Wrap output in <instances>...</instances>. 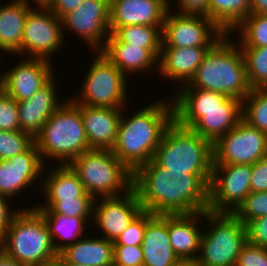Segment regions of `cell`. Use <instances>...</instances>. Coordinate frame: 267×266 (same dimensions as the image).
<instances>
[{"label":"cell","instance_id":"cell-11","mask_svg":"<svg viewBox=\"0 0 267 266\" xmlns=\"http://www.w3.org/2000/svg\"><path fill=\"white\" fill-rule=\"evenodd\" d=\"M265 156L267 134L244 120L213 144V165H252Z\"/></svg>","mask_w":267,"mask_h":266},{"label":"cell","instance_id":"cell-42","mask_svg":"<svg viewBox=\"0 0 267 266\" xmlns=\"http://www.w3.org/2000/svg\"><path fill=\"white\" fill-rule=\"evenodd\" d=\"M246 232L249 243L267 248V215L249 221Z\"/></svg>","mask_w":267,"mask_h":266},{"label":"cell","instance_id":"cell-44","mask_svg":"<svg viewBox=\"0 0 267 266\" xmlns=\"http://www.w3.org/2000/svg\"><path fill=\"white\" fill-rule=\"evenodd\" d=\"M178 13L209 17V0H178Z\"/></svg>","mask_w":267,"mask_h":266},{"label":"cell","instance_id":"cell-25","mask_svg":"<svg viewBox=\"0 0 267 266\" xmlns=\"http://www.w3.org/2000/svg\"><path fill=\"white\" fill-rule=\"evenodd\" d=\"M114 242L99 236L79 238L59 252L58 262H71L82 266L113 265Z\"/></svg>","mask_w":267,"mask_h":266},{"label":"cell","instance_id":"cell-19","mask_svg":"<svg viewBox=\"0 0 267 266\" xmlns=\"http://www.w3.org/2000/svg\"><path fill=\"white\" fill-rule=\"evenodd\" d=\"M169 0H110L109 32L127 25L163 26Z\"/></svg>","mask_w":267,"mask_h":266},{"label":"cell","instance_id":"cell-47","mask_svg":"<svg viewBox=\"0 0 267 266\" xmlns=\"http://www.w3.org/2000/svg\"><path fill=\"white\" fill-rule=\"evenodd\" d=\"M251 13L267 14V0H251Z\"/></svg>","mask_w":267,"mask_h":266},{"label":"cell","instance_id":"cell-28","mask_svg":"<svg viewBox=\"0 0 267 266\" xmlns=\"http://www.w3.org/2000/svg\"><path fill=\"white\" fill-rule=\"evenodd\" d=\"M42 183V189L47 201L61 199H76L78 197H92L88 194L79 180L78 175L69 165H59L52 169Z\"/></svg>","mask_w":267,"mask_h":266},{"label":"cell","instance_id":"cell-20","mask_svg":"<svg viewBox=\"0 0 267 266\" xmlns=\"http://www.w3.org/2000/svg\"><path fill=\"white\" fill-rule=\"evenodd\" d=\"M123 109L81 105V116L90 149L112 150Z\"/></svg>","mask_w":267,"mask_h":266},{"label":"cell","instance_id":"cell-29","mask_svg":"<svg viewBox=\"0 0 267 266\" xmlns=\"http://www.w3.org/2000/svg\"><path fill=\"white\" fill-rule=\"evenodd\" d=\"M251 13V0H209V18L225 33L234 29Z\"/></svg>","mask_w":267,"mask_h":266},{"label":"cell","instance_id":"cell-34","mask_svg":"<svg viewBox=\"0 0 267 266\" xmlns=\"http://www.w3.org/2000/svg\"><path fill=\"white\" fill-rule=\"evenodd\" d=\"M235 30L241 32L239 47H267V14L250 13Z\"/></svg>","mask_w":267,"mask_h":266},{"label":"cell","instance_id":"cell-9","mask_svg":"<svg viewBox=\"0 0 267 266\" xmlns=\"http://www.w3.org/2000/svg\"><path fill=\"white\" fill-rule=\"evenodd\" d=\"M202 220L210 228L203 231L199 266H235L243 245L247 242L246 225L233 213L204 211Z\"/></svg>","mask_w":267,"mask_h":266},{"label":"cell","instance_id":"cell-23","mask_svg":"<svg viewBox=\"0 0 267 266\" xmlns=\"http://www.w3.org/2000/svg\"><path fill=\"white\" fill-rule=\"evenodd\" d=\"M143 266H171L179 260L168 235V215H154L145 228L141 243Z\"/></svg>","mask_w":267,"mask_h":266},{"label":"cell","instance_id":"cell-17","mask_svg":"<svg viewBox=\"0 0 267 266\" xmlns=\"http://www.w3.org/2000/svg\"><path fill=\"white\" fill-rule=\"evenodd\" d=\"M52 67L49 60L25 57L0 74V87L17 102L29 99L55 77Z\"/></svg>","mask_w":267,"mask_h":266},{"label":"cell","instance_id":"cell-14","mask_svg":"<svg viewBox=\"0 0 267 266\" xmlns=\"http://www.w3.org/2000/svg\"><path fill=\"white\" fill-rule=\"evenodd\" d=\"M62 30L61 19L49 8L31 9L26 16L21 56L29 54L28 58L50 61L51 54H56L65 41Z\"/></svg>","mask_w":267,"mask_h":266},{"label":"cell","instance_id":"cell-3","mask_svg":"<svg viewBox=\"0 0 267 266\" xmlns=\"http://www.w3.org/2000/svg\"><path fill=\"white\" fill-rule=\"evenodd\" d=\"M164 100L144 105L129 118L120 120L113 154L133 173L141 165L153 160L167 127L174 120V104ZM128 118V119H127ZM127 119V120H126Z\"/></svg>","mask_w":267,"mask_h":266},{"label":"cell","instance_id":"cell-7","mask_svg":"<svg viewBox=\"0 0 267 266\" xmlns=\"http://www.w3.org/2000/svg\"><path fill=\"white\" fill-rule=\"evenodd\" d=\"M34 140L44 163L49 157L60 161L59 165H69L77 156L90 149L81 105L72 99L66 103L64 101L47 119Z\"/></svg>","mask_w":267,"mask_h":266},{"label":"cell","instance_id":"cell-35","mask_svg":"<svg viewBox=\"0 0 267 266\" xmlns=\"http://www.w3.org/2000/svg\"><path fill=\"white\" fill-rule=\"evenodd\" d=\"M251 89L267 87V47H240Z\"/></svg>","mask_w":267,"mask_h":266},{"label":"cell","instance_id":"cell-51","mask_svg":"<svg viewBox=\"0 0 267 266\" xmlns=\"http://www.w3.org/2000/svg\"><path fill=\"white\" fill-rule=\"evenodd\" d=\"M61 266H82L76 263H71V262H59Z\"/></svg>","mask_w":267,"mask_h":266},{"label":"cell","instance_id":"cell-15","mask_svg":"<svg viewBox=\"0 0 267 266\" xmlns=\"http://www.w3.org/2000/svg\"><path fill=\"white\" fill-rule=\"evenodd\" d=\"M60 19L63 30L65 26L92 50L101 51L110 35V0H84Z\"/></svg>","mask_w":267,"mask_h":266},{"label":"cell","instance_id":"cell-39","mask_svg":"<svg viewBox=\"0 0 267 266\" xmlns=\"http://www.w3.org/2000/svg\"><path fill=\"white\" fill-rule=\"evenodd\" d=\"M0 130H20L17 101L0 87Z\"/></svg>","mask_w":267,"mask_h":266},{"label":"cell","instance_id":"cell-33","mask_svg":"<svg viewBox=\"0 0 267 266\" xmlns=\"http://www.w3.org/2000/svg\"><path fill=\"white\" fill-rule=\"evenodd\" d=\"M93 197H78L76 199H61L59 201H46L35 208L41 214H63L67 217H82L87 222L93 216ZM90 217V218H89Z\"/></svg>","mask_w":267,"mask_h":266},{"label":"cell","instance_id":"cell-38","mask_svg":"<svg viewBox=\"0 0 267 266\" xmlns=\"http://www.w3.org/2000/svg\"><path fill=\"white\" fill-rule=\"evenodd\" d=\"M155 214L143 210L125 229V231L114 241V245H141L147 222Z\"/></svg>","mask_w":267,"mask_h":266},{"label":"cell","instance_id":"cell-26","mask_svg":"<svg viewBox=\"0 0 267 266\" xmlns=\"http://www.w3.org/2000/svg\"><path fill=\"white\" fill-rule=\"evenodd\" d=\"M32 8L25 0L0 6V52L21 54L26 16Z\"/></svg>","mask_w":267,"mask_h":266},{"label":"cell","instance_id":"cell-31","mask_svg":"<svg viewBox=\"0 0 267 266\" xmlns=\"http://www.w3.org/2000/svg\"><path fill=\"white\" fill-rule=\"evenodd\" d=\"M127 46L147 49L157 60L162 49V26L127 25L113 33Z\"/></svg>","mask_w":267,"mask_h":266},{"label":"cell","instance_id":"cell-30","mask_svg":"<svg viewBox=\"0 0 267 266\" xmlns=\"http://www.w3.org/2000/svg\"><path fill=\"white\" fill-rule=\"evenodd\" d=\"M44 221L49 229L54 247L59 253L65 247L78 241L79 237L85 233V226L89 224L82 217H67L63 214H42ZM56 239L64 240V242L56 243ZM65 240H67L65 242ZM70 240V241H69ZM73 240V241H72Z\"/></svg>","mask_w":267,"mask_h":266},{"label":"cell","instance_id":"cell-4","mask_svg":"<svg viewBox=\"0 0 267 266\" xmlns=\"http://www.w3.org/2000/svg\"><path fill=\"white\" fill-rule=\"evenodd\" d=\"M228 35L209 48L190 82L180 85L182 88L214 91L240 101L249 95L251 87L242 51L237 43L228 40Z\"/></svg>","mask_w":267,"mask_h":266},{"label":"cell","instance_id":"cell-48","mask_svg":"<svg viewBox=\"0 0 267 266\" xmlns=\"http://www.w3.org/2000/svg\"><path fill=\"white\" fill-rule=\"evenodd\" d=\"M0 266H25L9 255H7L1 248H0Z\"/></svg>","mask_w":267,"mask_h":266},{"label":"cell","instance_id":"cell-5","mask_svg":"<svg viewBox=\"0 0 267 266\" xmlns=\"http://www.w3.org/2000/svg\"><path fill=\"white\" fill-rule=\"evenodd\" d=\"M153 161L168 171L198 174L209 185L213 169V144L174 119L163 134Z\"/></svg>","mask_w":267,"mask_h":266},{"label":"cell","instance_id":"cell-37","mask_svg":"<svg viewBox=\"0 0 267 266\" xmlns=\"http://www.w3.org/2000/svg\"><path fill=\"white\" fill-rule=\"evenodd\" d=\"M243 224L267 215V191L250 192L233 213Z\"/></svg>","mask_w":267,"mask_h":266},{"label":"cell","instance_id":"cell-22","mask_svg":"<svg viewBox=\"0 0 267 266\" xmlns=\"http://www.w3.org/2000/svg\"><path fill=\"white\" fill-rule=\"evenodd\" d=\"M210 47H162L158 59V69L161 76L167 80L174 79L183 86L194 76L196 69ZM181 81V82H180Z\"/></svg>","mask_w":267,"mask_h":266},{"label":"cell","instance_id":"cell-40","mask_svg":"<svg viewBox=\"0 0 267 266\" xmlns=\"http://www.w3.org/2000/svg\"><path fill=\"white\" fill-rule=\"evenodd\" d=\"M141 245H114L113 264L118 266H143Z\"/></svg>","mask_w":267,"mask_h":266},{"label":"cell","instance_id":"cell-36","mask_svg":"<svg viewBox=\"0 0 267 266\" xmlns=\"http://www.w3.org/2000/svg\"><path fill=\"white\" fill-rule=\"evenodd\" d=\"M35 143L34 137L24 131L0 130V160H8L27 151Z\"/></svg>","mask_w":267,"mask_h":266},{"label":"cell","instance_id":"cell-10","mask_svg":"<svg viewBox=\"0 0 267 266\" xmlns=\"http://www.w3.org/2000/svg\"><path fill=\"white\" fill-rule=\"evenodd\" d=\"M95 54L97 55L85 75L80 90L82 92L77 98H72V101L91 107L123 109L127 103V77L101 51H96Z\"/></svg>","mask_w":267,"mask_h":266},{"label":"cell","instance_id":"cell-18","mask_svg":"<svg viewBox=\"0 0 267 266\" xmlns=\"http://www.w3.org/2000/svg\"><path fill=\"white\" fill-rule=\"evenodd\" d=\"M45 165L35 143L21 154L0 160V194L16 197L38 182L36 179L43 175Z\"/></svg>","mask_w":267,"mask_h":266},{"label":"cell","instance_id":"cell-1","mask_svg":"<svg viewBox=\"0 0 267 266\" xmlns=\"http://www.w3.org/2000/svg\"><path fill=\"white\" fill-rule=\"evenodd\" d=\"M132 188L143 209L155 215L192 214L209 207V185L198 174L168 171L153 160L133 172Z\"/></svg>","mask_w":267,"mask_h":266},{"label":"cell","instance_id":"cell-45","mask_svg":"<svg viewBox=\"0 0 267 266\" xmlns=\"http://www.w3.org/2000/svg\"><path fill=\"white\" fill-rule=\"evenodd\" d=\"M10 198L0 194V239L3 237L6 229L9 227L12 218L17 210L11 211L9 207Z\"/></svg>","mask_w":267,"mask_h":266},{"label":"cell","instance_id":"cell-43","mask_svg":"<svg viewBox=\"0 0 267 266\" xmlns=\"http://www.w3.org/2000/svg\"><path fill=\"white\" fill-rule=\"evenodd\" d=\"M251 192L267 191V156L252 164Z\"/></svg>","mask_w":267,"mask_h":266},{"label":"cell","instance_id":"cell-8","mask_svg":"<svg viewBox=\"0 0 267 266\" xmlns=\"http://www.w3.org/2000/svg\"><path fill=\"white\" fill-rule=\"evenodd\" d=\"M69 166L94 199L124 195L132 189L133 173L112 150L89 149L77 156Z\"/></svg>","mask_w":267,"mask_h":266},{"label":"cell","instance_id":"cell-52","mask_svg":"<svg viewBox=\"0 0 267 266\" xmlns=\"http://www.w3.org/2000/svg\"><path fill=\"white\" fill-rule=\"evenodd\" d=\"M39 266H61V265L59 264L57 260H55L54 262L44 264V265H39Z\"/></svg>","mask_w":267,"mask_h":266},{"label":"cell","instance_id":"cell-21","mask_svg":"<svg viewBox=\"0 0 267 266\" xmlns=\"http://www.w3.org/2000/svg\"><path fill=\"white\" fill-rule=\"evenodd\" d=\"M54 80L53 77L31 98L17 102L20 130L31 134L34 138L47 119L62 105V102L57 100Z\"/></svg>","mask_w":267,"mask_h":266},{"label":"cell","instance_id":"cell-49","mask_svg":"<svg viewBox=\"0 0 267 266\" xmlns=\"http://www.w3.org/2000/svg\"><path fill=\"white\" fill-rule=\"evenodd\" d=\"M171 266H199L197 259H179Z\"/></svg>","mask_w":267,"mask_h":266},{"label":"cell","instance_id":"cell-50","mask_svg":"<svg viewBox=\"0 0 267 266\" xmlns=\"http://www.w3.org/2000/svg\"><path fill=\"white\" fill-rule=\"evenodd\" d=\"M29 4V0H25ZM36 8H50L55 0H32Z\"/></svg>","mask_w":267,"mask_h":266},{"label":"cell","instance_id":"cell-24","mask_svg":"<svg viewBox=\"0 0 267 266\" xmlns=\"http://www.w3.org/2000/svg\"><path fill=\"white\" fill-rule=\"evenodd\" d=\"M201 218L203 212L168 215L169 241L179 259L198 258L203 232L197 226Z\"/></svg>","mask_w":267,"mask_h":266},{"label":"cell","instance_id":"cell-46","mask_svg":"<svg viewBox=\"0 0 267 266\" xmlns=\"http://www.w3.org/2000/svg\"><path fill=\"white\" fill-rule=\"evenodd\" d=\"M83 2L84 0H55L49 9L58 18H61L68 12L74 11V9Z\"/></svg>","mask_w":267,"mask_h":266},{"label":"cell","instance_id":"cell-6","mask_svg":"<svg viewBox=\"0 0 267 266\" xmlns=\"http://www.w3.org/2000/svg\"><path fill=\"white\" fill-rule=\"evenodd\" d=\"M0 248L25 266L48 264L59 255L44 217L35 207L17 209L0 239Z\"/></svg>","mask_w":267,"mask_h":266},{"label":"cell","instance_id":"cell-41","mask_svg":"<svg viewBox=\"0 0 267 266\" xmlns=\"http://www.w3.org/2000/svg\"><path fill=\"white\" fill-rule=\"evenodd\" d=\"M235 266H267V248L247 241L241 248Z\"/></svg>","mask_w":267,"mask_h":266},{"label":"cell","instance_id":"cell-13","mask_svg":"<svg viewBox=\"0 0 267 266\" xmlns=\"http://www.w3.org/2000/svg\"><path fill=\"white\" fill-rule=\"evenodd\" d=\"M170 5L169 0L162 26V47H211L225 34L209 17L174 14Z\"/></svg>","mask_w":267,"mask_h":266},{"label":"cell","instance_id":"cell-2","mask_svg":"<svg viewBox=\"0 0 267 266\" xmlns=\"http://www.w3.org/2000/svg\"><path fill=\"white\" fill-rule=\"evenodd\" d=\"M174 99V119L214 144L242 120V101L222 93L181 88Z\"/></svg>","mask_w":267,"mask_h":266},{"label":"cell","instance_id":"cell-27","mask_svg":"<svg viewBox=\"0 0 267 266\" xmlns=\"http://www.w3.org/2000/svg\"><path fill=\"white\" fill-rule=\"evenodd\" d=\"M101 52L116 65L126 77L129 73L144 72L151 70L158 60L144 48L140 46H127L121 42L113 33L109 38ZM128 72V74H127Z\"/></svg>","mask_w":267,"mask_h":266},{"label":"cell","instance_id":"cell-12","mask_svg":"<svg viewBox=\"0 0 267 266\" xmlns=\"http://www.w3.org/2000/svg\"><path fill=\"white\" fill-rule=\"evenodd\" d=\"M252 165H213L208 210L234 213L250 194Z\"/></svg>","mask_w":267,"mask_h":266},{"label":"cell","instance_id":"cell-16","mask_svg":"<svg viewBox=\"0 0 267 266\" xmlns=\"http://www.w3.org/2000/svg\"><path fill=\"white\" fill-rule=\"evenodd\" d=\"M93 205L95 224L105 239L114 242L144 210L135 190L132 188L124 195L101 197ZM97 202V203H96Z\"/></svg>","mask_w":267,"mask_h":266},{"label":"cell","instance_id":"cell-32","mask_svg":"<svg viewBox=\"0 0 267 266\" xmlns=\"http://www.w3.org/2000/svg\"><path fill=\"white\" fill-rule=\"evenodd\" d=\"M242 120L267 134V87L251 89L242 101Z\"/></svg>","mask_w":267,"mask_h":266}]
</instances>
